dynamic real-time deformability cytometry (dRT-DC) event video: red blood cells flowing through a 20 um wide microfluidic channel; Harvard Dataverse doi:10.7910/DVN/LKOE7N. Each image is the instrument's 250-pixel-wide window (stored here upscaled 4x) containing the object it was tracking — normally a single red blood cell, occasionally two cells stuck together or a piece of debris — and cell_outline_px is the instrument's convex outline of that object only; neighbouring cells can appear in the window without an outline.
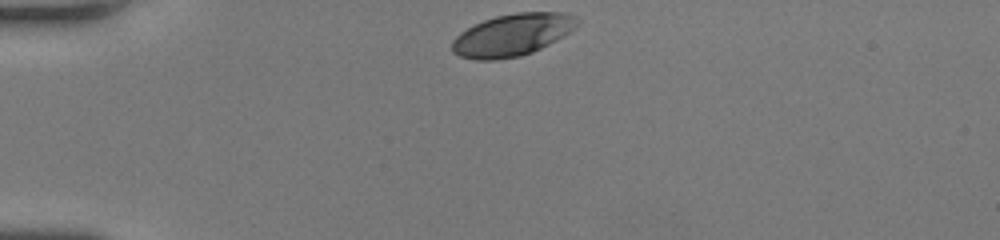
{"species": "human", "species_latin": "Homo sapiens", "temperature_condition": "room temperature", "stored_images_in_passage": 30, "camera_frame_rate_fps": 3000, "um_per_image_px": 0.085, "donor": {"sex": "female"}, "frame": {"image": 1, "passage_image": 1, "time_ms": 0.0, "image_size_px": [1000, 240], "cell_outline_px": [[580, 20], [576, 28], [556, 40], [532, 52], [520, 56], [496, 60], [476, 60], [460, 56], [452, 52], [452, 40], [460, 32], [484, 20], [496, 16], [516, 12], [564, 12], [580, 16]], "centroid_in_image_um": [43.58, 2.95], "position_along_channel_um": 41.4, "area_um2": 30.87}}
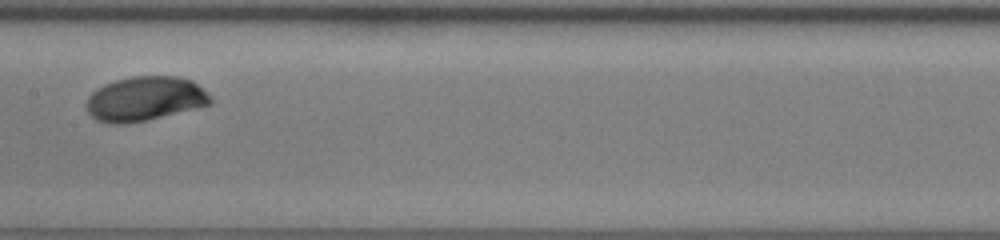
{"frame": {"image": 2, "passage_image": 15, "time_ms": 4.667, "image_size_px": [1000, 240], "cell_outline_px": [[212, 104], [144, 120], [124, 124], [112, 124], [96, 120], [88, 112], [84, 104], [88, 96], [96, 88], [104, 84], [116, 80], [132, 76], [176, 76], [192, 80], [208, 92], [212, 96]], "centroid_in_image_um": [12.3, 8.38], "position_along_channel_um": 195.1, "area_um2": 32.19}}
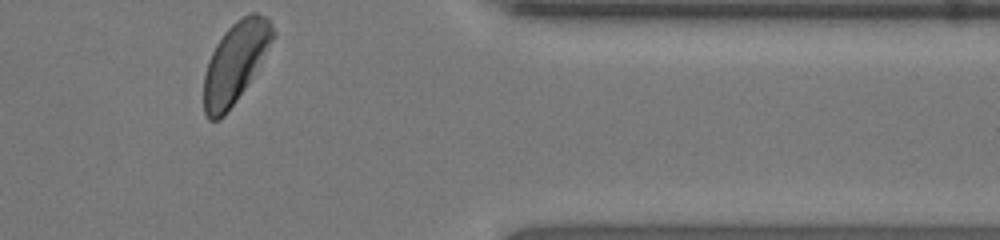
{"frame": {"image": 3, "passage_image": 30, "time_ms": 9.667, "image_size_px": [1000, 240], "cell_outline_px": [[276, 36], [244, 88], [236, 100], [224, 116], [220, 120], [208, 120], [204, 112], [204, 76], [208, 60], [216, 44], [224, 32], [236, 20], [252, 12], [256, 12], [268, 16], [276, 32]], "centroid_in_image_um": [20.0, 5.28], "position_along_channel_um": 391.4, "area_um2": 32.08}, "authors_computed_cell_mechanics": {"area_um2": 31.6744, "velocity_mm_per_s": 4.2452, "shape_relaxation_time_tau1_ms": 2.0072, "shape_relaxation_time_tau2_ms": null, "deformation_change_tau1": 0.1228, "deformation_change_tau2": null}}